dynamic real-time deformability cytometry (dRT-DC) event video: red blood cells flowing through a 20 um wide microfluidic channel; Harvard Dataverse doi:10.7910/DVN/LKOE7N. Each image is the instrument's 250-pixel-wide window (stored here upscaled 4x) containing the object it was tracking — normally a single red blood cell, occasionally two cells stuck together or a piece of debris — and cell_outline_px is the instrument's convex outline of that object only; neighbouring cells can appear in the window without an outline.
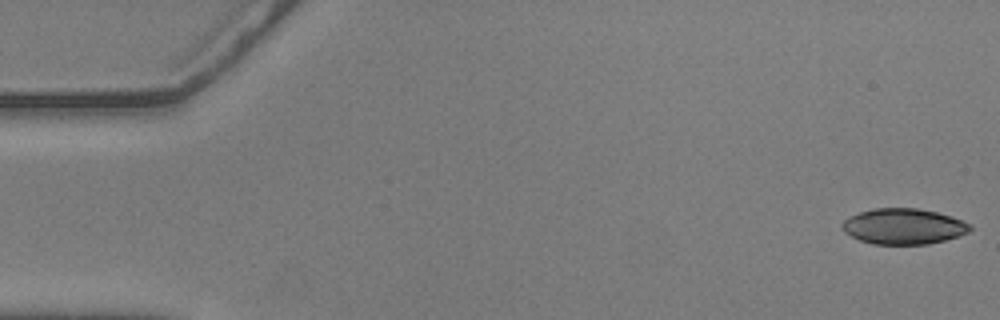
{"species": "common noctule bat (a hibernating species)", "species_latin": "Nyctalus noctula", "temperature_condition": "warm", "stored_images_in_passage": 56, "camera_frame_rate_fps": 3000, "um_per_image_px": 0.085, "animal": {"sex": "male", "body_mass_g": 20.5, "forearm_length_mm": 52.5}, "frame": {"image": 1, "passage_image": 1, "time_ms": 0.0, "image_size_px": [1000, 320], "cell_outline_px": [[972, 228], [968, 232], [944, 240], [928, 244], [872, 244], [860, 240], [844, 232], [840, 224], [848, 216], [872, 208], [916, 208], [936, 212], [952, 216], [972, 224]], "centroid_in_image_um": [76.78, 19.23], "position_along_channel_um": 8.2, "area_um2": 26.65}}
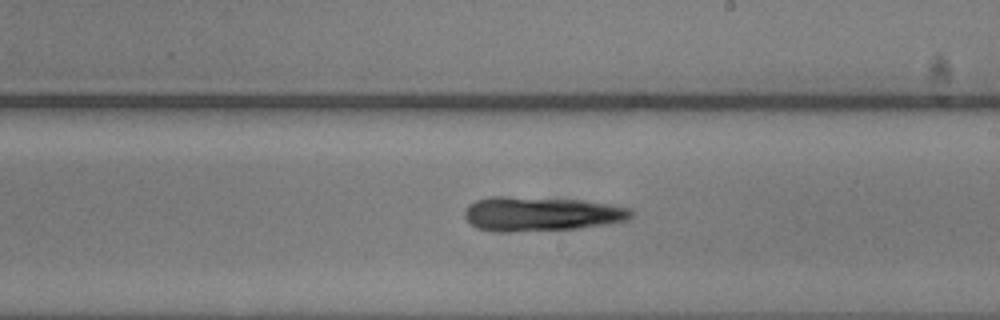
{"frame": {"image": 2, "passage_image": 32, "time_ms": 10.333, "image_size_px": [1000, 320], "cell_outline_px": [[632, 216], [628, 220], [608, 224], [576, 228], [512, 232], [492, 232], [476, 228], [464, 216], [464, 212], [468, 204], [476, 200], [492, 196], [504, 196], [580, 200], [608, 204], [632, 208]], "centroid_in_image_um": [45.97, 18.19], "position_along_channel_um": 243.0, "area_um2": 33.47}}
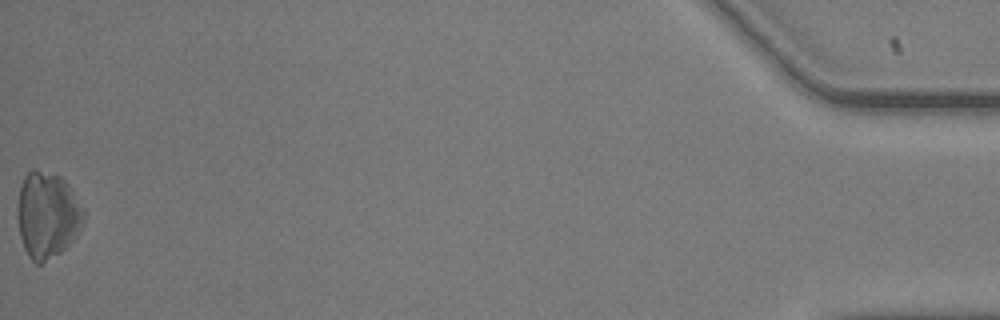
{"frame": {"image": 3, "passage_image": 56, "time_ms": 18.333, "image_size_px": [1000, 320], "cell_outline_px": [[84, 220], [76, 236], [60, 252], [40, 264], [36, 264], [28, 256], [24, 248], [20, 236], [16, 216], [16, 208], [20, 184], [24, 176], [32, 168], [60, 176], [68, 184], [84, 212]], "centroid_in_image_um": [3.97, 18.26], "position_along_channel_um": 431.2, "area_um2": 33.23}}